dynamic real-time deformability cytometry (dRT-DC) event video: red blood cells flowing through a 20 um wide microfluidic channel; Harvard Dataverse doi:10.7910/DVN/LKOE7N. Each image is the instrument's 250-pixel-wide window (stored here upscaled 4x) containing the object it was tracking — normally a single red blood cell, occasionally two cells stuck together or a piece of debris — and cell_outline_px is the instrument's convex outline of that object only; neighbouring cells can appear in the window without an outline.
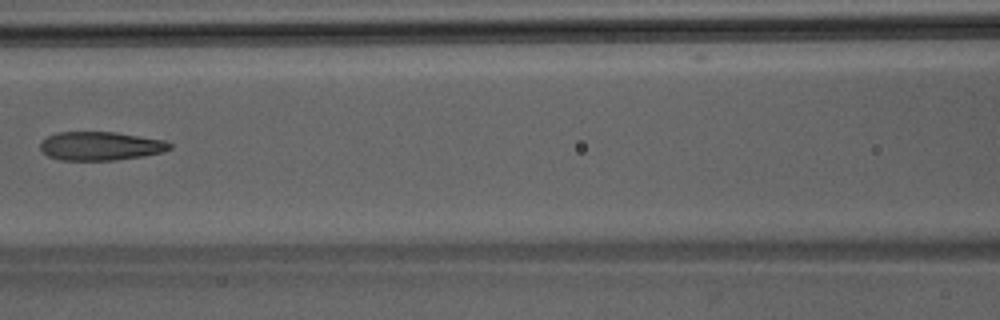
{"species": "Egyptian fruit bat (a non-hibernating species)", "species_latin": "Rousettus aegyptiacus", "temperature_condition": "room temperature", "stored_images_in_passage": 7, "camera_frame_rate_fps": 3000, "um_per_image_px": 0.085, "animal": {"sex": "male"}, "frame": {"image": 1, "passage_image": 7, "time_ms": 2.0, "image_size_px": [1000, 320], "cell_outline_px": [[172, 148], [160, 152], [144, 156], [116, 160], [60, 160], [48, 156], [40, 148], [40, 144], [48, 136], [56, 132], [116, 132], [164, 140], [172, 144]], "centroid_in_image_um": [8.55, 12.41], "position_along_channel_um": 158.1, "area_um2": 21.56}}